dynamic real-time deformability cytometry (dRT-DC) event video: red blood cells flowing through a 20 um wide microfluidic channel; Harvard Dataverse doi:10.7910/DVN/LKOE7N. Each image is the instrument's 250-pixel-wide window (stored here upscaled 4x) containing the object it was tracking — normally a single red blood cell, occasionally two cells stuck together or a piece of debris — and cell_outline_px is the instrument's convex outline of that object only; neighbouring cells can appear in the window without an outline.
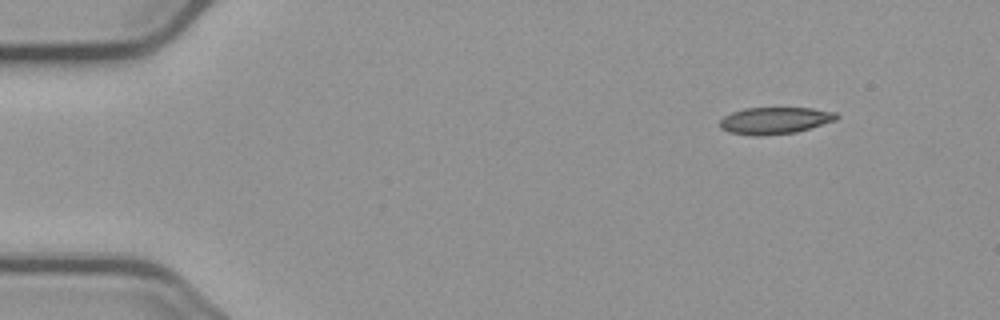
{"species": "common noctule bat (a hibernating species)", "species_latin": "Nyctalus noctula", "temperature_condition": "cold", "stored_images_in_passage": 50, "camera_frame_rate_fps": 3000, "um_per_image_px": 0.085, "animal": {"sex": "male", "body_mass_g": 23.1, "forearm_length_mm": 52.7}, "frame": {"image": 1, "passage_image": 1, "time_ms": 0.0, "image_size_px": [1000, 320], "cell_outline_px": [[840, 116], [836, 120], [796, 132], [764, 136], [752, 136], [728, 132], [720, 128], [720, 120], [724, 116], [732, 112], [744, 108], [812, 108], [836, 112]], "centroid_in_image_um": [65.85, 10.25], "position_along_channel_um": 19.2, "area_um2": 18.38}}
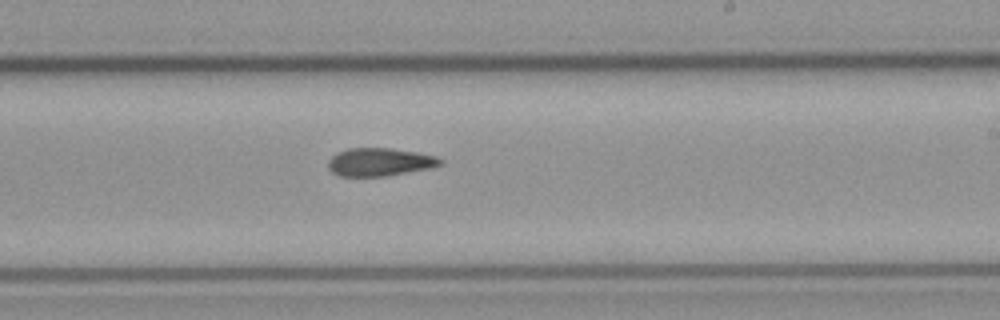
{"frame": {"image": 2, "passage_image": 28, "time_ms": 9.0, "image_size_px": [1000, 320], "cell_outline_px": [[444, 164], [432, 168], [384, 176], [340, 176], [332, 172], [328, 168], [328, 160], [336, 152], [348, 148], [392, 148], [416, 152], [436, 156], [444, 160]], "centroid_in_image_um": [32.29, 13.76], "position_along_channel_um": 256.7, "area_um2": 18.5}}
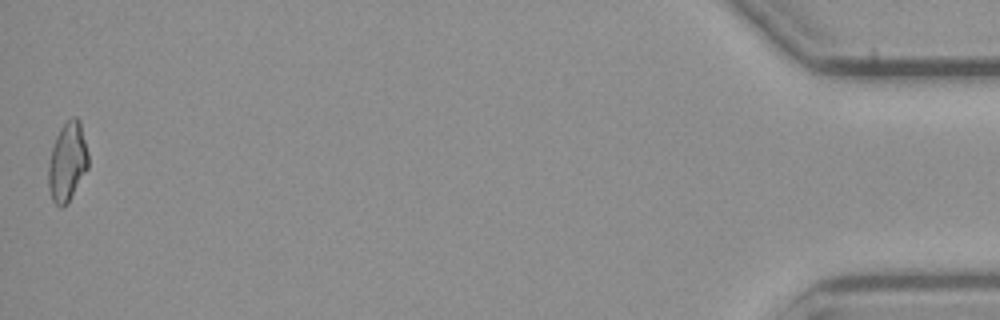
{"frame": {"image": 3, "passage_image": 50, "time_ms": 16.333, "image_size_px": [1000, 320], "cell_outline_px": [[88, 168], [68, 204], [60, 208], [52, 200], [48, 188], [48, 164], [52, 148], [56, 136], [60, 128], [72, 116], [76, 116], [80, 120], [88, 152]], "centroid_in_image_um": [5.73, 13.78], "position_along_channel_um": 429.5, "area_um2": 18.55}, "authors_computed_cell_mechanics": {"area_um2": 18.5827, "velocity_mm_per_s": 3.7049, "shape_relaxation_time_tau1_ms": null, "shape_relaxation_time_tau2_ms": 5.9705, "deformation_change_tau1": null, "deformation_change_tau2": 0.1237}}